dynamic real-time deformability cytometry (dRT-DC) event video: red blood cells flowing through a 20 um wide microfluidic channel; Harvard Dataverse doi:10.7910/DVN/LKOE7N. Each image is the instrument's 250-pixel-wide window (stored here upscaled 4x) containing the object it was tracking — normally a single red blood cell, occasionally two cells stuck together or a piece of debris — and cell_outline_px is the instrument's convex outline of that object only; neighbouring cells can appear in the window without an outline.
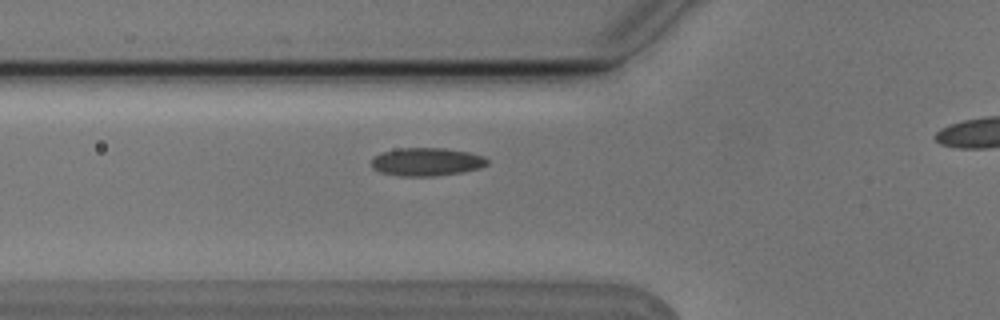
{"species": "Egyptian fruit bat (a non-hibernating species)", "species_latin": "Rousettus aegyptiacus", "temperature_condition": "cold", "stored_images_in_passage": 3, "camera_frame_rate_fps": 3000, "um_per_image_px": 0.085, "animal": {"sex": "male"}, "frame": {"image": 1, "passage_image": 3, "time_ms": 0.667, "image_size_px": [1000, 320], "cell_outline_px": [[488, 164], [480, 168], [464, 172], [436, 176], [400, 176], [380, 172], [372, 168], [372, 156], [384, 152], [400, 148], [444, 148], [468, 152], [484, 156], [488, 160]], "centroid_in_image_um": [36.27, 13.76], "position_along_channel_um": 89.5, "area_um2": 19.07}}